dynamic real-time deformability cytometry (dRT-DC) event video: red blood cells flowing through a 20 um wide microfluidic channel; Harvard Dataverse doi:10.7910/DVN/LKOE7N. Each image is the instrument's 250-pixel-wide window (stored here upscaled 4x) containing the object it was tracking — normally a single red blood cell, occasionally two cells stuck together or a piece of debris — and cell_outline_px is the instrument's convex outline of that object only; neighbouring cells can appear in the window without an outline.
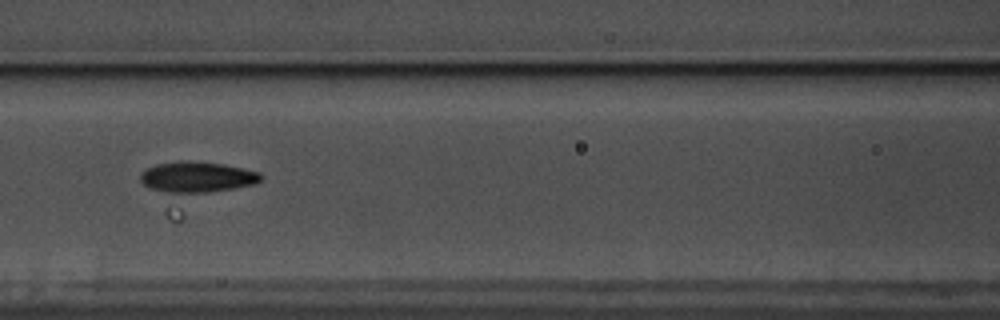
{"species": "common noctule bat (a hibernating species)", "species_latin": "Nyctalus noctula", "temperature_condition": "warm", "stored_images_in_passage": 41, "camera_frame_rate_fps": 3000, "um_per_image_px": 0.085, "animal": {"sex": "male", "body_mass_g": 17.5, "forearm_length_mm": 52.3}, "frame": {"image": 1, "passage_image": 26, "time_ms": 8.333, "image_size_px": [1000, 320], "cell_outline_px": [[264, 176], [256, 184], [180, 220], [168, 220], [164, 216], [140, 180], [140, 172], [156, 164], [188, 160], [224, 164], [244, 168], [260, 172]], "centroid_in_image_um": [16.5, 15.76], "position_along_channel_um": 150.1, "area_um2": 33.35}}